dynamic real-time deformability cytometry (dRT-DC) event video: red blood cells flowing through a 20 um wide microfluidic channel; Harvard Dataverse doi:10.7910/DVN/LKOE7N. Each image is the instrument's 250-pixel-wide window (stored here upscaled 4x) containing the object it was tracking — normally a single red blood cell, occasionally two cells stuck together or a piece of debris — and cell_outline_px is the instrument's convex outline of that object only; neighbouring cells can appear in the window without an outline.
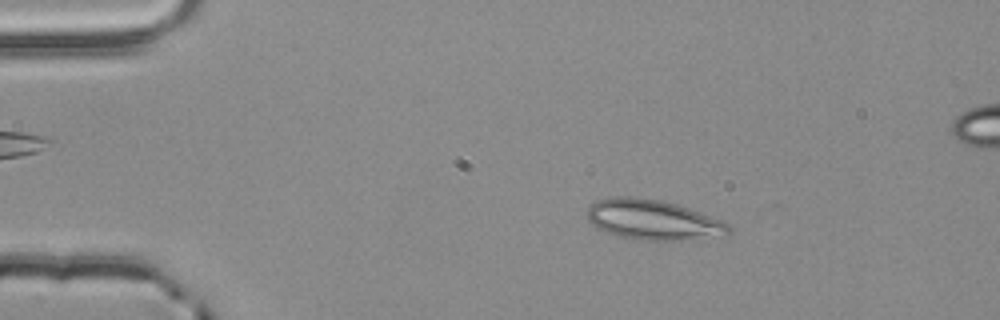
{"species": "common noctule bat (a hibernating species)", "species_latin": "Nyctalus noctula", "temperature_condition": "room temperature", "stored_images_in_passage": 3, "camera_frame_rate_fps": 3000, "um_per_image_px": 0.085, "animal": {"sex": "male", "body_mass_g": 20.4}, "frame": {"image": 1, "passage_image": 1, "time_ms": 0.0, "image_size_px": [1000, 320], "cell_outline_px": [[732, 232], [672, 240], [640, 240], [620, 236], [596, 228], [588, 220], [588, 208], [596, 200], [612, 196], [628, 196], [660, 200], [676, 204], [724, 220], [732, 228]], "centroid_in_image_um": [55.44, 18.65], "position_along_channel_um": 29.6, "area_um2": 32.43}}